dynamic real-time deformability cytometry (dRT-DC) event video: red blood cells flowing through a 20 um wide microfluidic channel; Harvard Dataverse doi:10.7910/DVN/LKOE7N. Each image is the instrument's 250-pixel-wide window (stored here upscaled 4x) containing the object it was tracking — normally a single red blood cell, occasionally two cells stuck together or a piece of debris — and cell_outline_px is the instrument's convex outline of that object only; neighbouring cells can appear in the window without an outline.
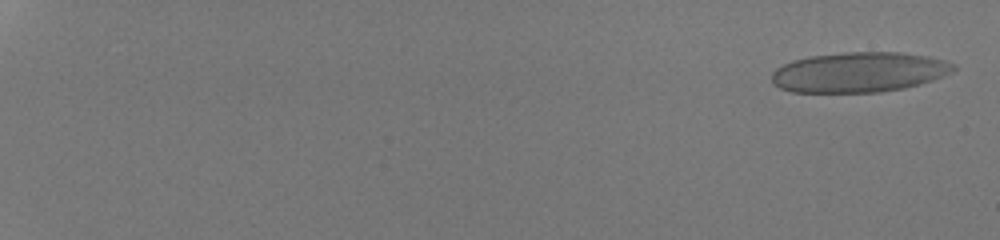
{"species": "human", "species_latin": "Homo sapiens", "temperature_condition": "room temperature", "stored_images_in_passage": 53, "camera_frame_rate_fps": 3000, "um_per_image_px": 0.085, "donor": {"sex": "male"}, "frame": {"image": 1, "passage_image": 2, "time_ms": 0.333, "image_size_px": [1000, 240], "cell_outline_px": [[956, 68], [952, 72], [932, 80], [904, 88], [880, 92], [792, 92], [780, 88], [772, 84], [772, 72], [776, 68], [792, 60], [812, 56], [844, 52], [900, 52], [928, 56], [944, 60], [956, 64]], "centroid_in_image_um": [73.02, 6.13], "position_along_channel_um": 12.0, "area_um2": 42.54}}
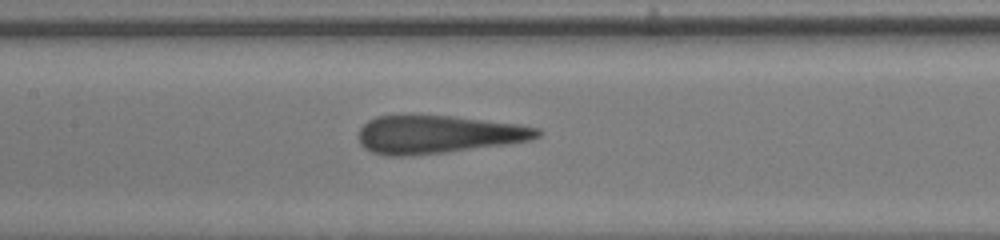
{"frame": {"image": 2, "passage_image": 31, "time_ms": 10.0, "image_size_px": [1000, 240], "cell_outline_px": [[544, 132], [540, 136], [532, 140], [508, 144], [444, 152], [408, 156], [384, 156], [372, 152], [364, 148], [360, 144], [356, 136], [360, 128], [368, 120], [376, 116], [452, 116], [520, 124], [540, 128]], "centroid_in_image_um": [37.25, 11.43], "position_along_channel_um": 170.2, "area_um2": 39.88}}
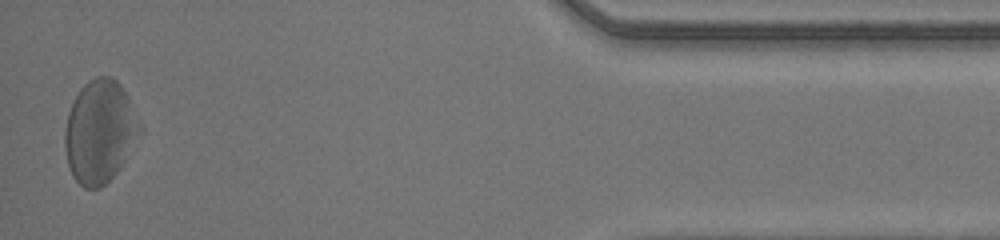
{"frame": {"image": 3, "passage_image": 53, "time_ms": 17.333, "image_size_px": [1000, 240], "cell_outline_px": [[144, 132], [120, 168], [100, 188], [84, 188], [72, 176], [68, 168], [64, 148], [64, 132], [68, 112], [80, 88], [88, 80], [96, 76], [108, 76], [116, 80], [120, 84], [128, 96], [144, 128]], "centroid_in_image_um": [8.51, 11.18], "position_along_channel_um": 426.7, "area_um2": 45.6}, "authors_computed_cell_mechanics": {"area_um2": 40.9802, "velocity_mm_per_s": 4.2078, "shape_relaxation_time_tau1_ms": null, "shape_relaxation_time_tau2_ms": 1.1567, "deformation_change_tau1": null, "deformation_change_tau2": 0.0685}}